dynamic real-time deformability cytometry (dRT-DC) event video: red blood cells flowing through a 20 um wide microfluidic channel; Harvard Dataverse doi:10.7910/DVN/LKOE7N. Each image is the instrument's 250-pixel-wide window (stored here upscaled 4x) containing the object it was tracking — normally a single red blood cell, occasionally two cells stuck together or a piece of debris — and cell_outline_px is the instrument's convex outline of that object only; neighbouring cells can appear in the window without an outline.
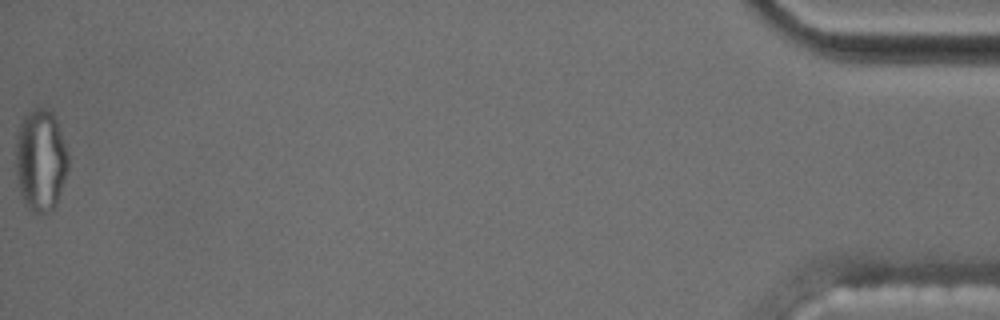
{"species": "common noctule bat (a hibernating species)", "species_latin": "Nyctalus noctula", "temperature_condition": "cold", "stored_images_in_passage": 57, "segment_of_instrument_passage": [2, 2], "camera_frame_rate_fps": 3000, "um_per_image_px": 0.085, "animal": {"sex": "male", "body_mass_g": 17.5, "forearm_length_mm": 52.3}, "frame": {"image": 1, "passage_image": 57, "time_ms": 18.667, "image_size_px": [1000, 320], "cell_outline_px": [[68, 168], [56, 204], [48, 212], [32, 212], [24, 204], [20, 192], [16, 172], [16, 136], [20, 124], [24, 116], [36, 108], [44, 108], [52, 112], [56, 120], [68, 156]], "centroid_in_image_um": [3.43, 13.63], "position_along_channel_um": 431.8, "area_um2": 30.81}}